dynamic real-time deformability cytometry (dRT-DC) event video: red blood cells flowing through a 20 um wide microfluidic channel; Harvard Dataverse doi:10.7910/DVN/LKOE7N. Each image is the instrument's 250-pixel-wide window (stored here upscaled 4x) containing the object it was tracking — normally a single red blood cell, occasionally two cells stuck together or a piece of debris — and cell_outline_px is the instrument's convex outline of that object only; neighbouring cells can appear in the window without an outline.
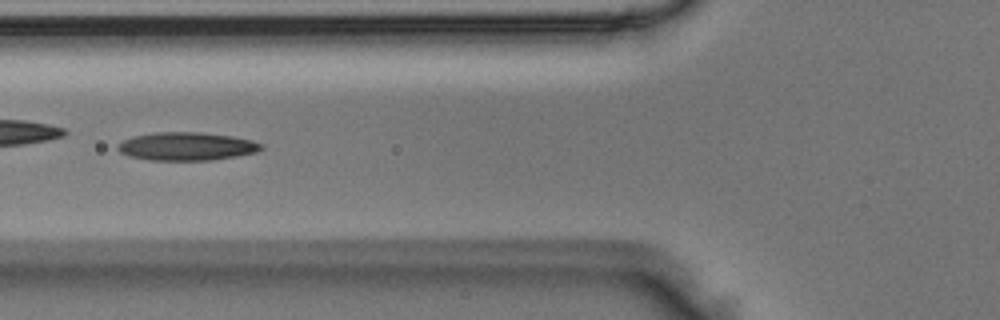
{"species": "Egyptian fruit bat (a non-hibernating species)", "species_latin": "Rousettus aegyptiacus", "temperature_condition": "room temperature", "stored_images_in_passage": 45, "camera_frame_rate_fps": 3000, "um_per_image_px": 0.085, "animal": {"sex": "male"}, "frame": {"image": 1, "passage_image": 14, "time_ms": 4.333, "image_size_px": [1000, 320], "cell_outline_px": [[264, 148], [256, 152], [236, 156], [212, 160], [148, 160], [128, 156], [120, 152], [116, 148], [116, 144], [132, 136], [156, 132], [200, 132], [232, 136], [252, 140], [264, 144]], "centroid_in_image_um": [15.85, 12.44], "position_along_channel_um": 109.9, "area_um2": 23.76}}
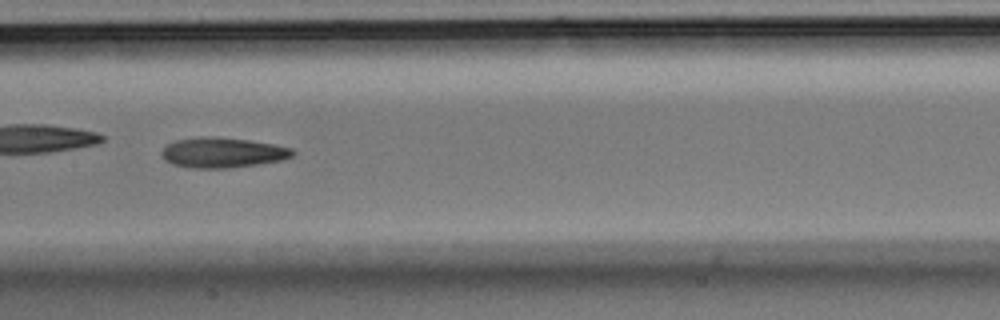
{"frame": {"image": 2, "passage_image": 20, "time_ms": 6.333, "image_size_px": [1000, 320], "cell_outline_px": [[296, 152], [292, 156], [284, 160], [228, 168], [192, 168], [172, 164], [164, 160], [160, 156], [160, 152], [168, 144], [176, 140], [196, 136], [216, 136], [248, 140], [272, 144], [292, 148]], "centroid_in_image_um": [18.89, 12.96], "position_along_channel_um": 188.5, "area_um2": 23.24}}